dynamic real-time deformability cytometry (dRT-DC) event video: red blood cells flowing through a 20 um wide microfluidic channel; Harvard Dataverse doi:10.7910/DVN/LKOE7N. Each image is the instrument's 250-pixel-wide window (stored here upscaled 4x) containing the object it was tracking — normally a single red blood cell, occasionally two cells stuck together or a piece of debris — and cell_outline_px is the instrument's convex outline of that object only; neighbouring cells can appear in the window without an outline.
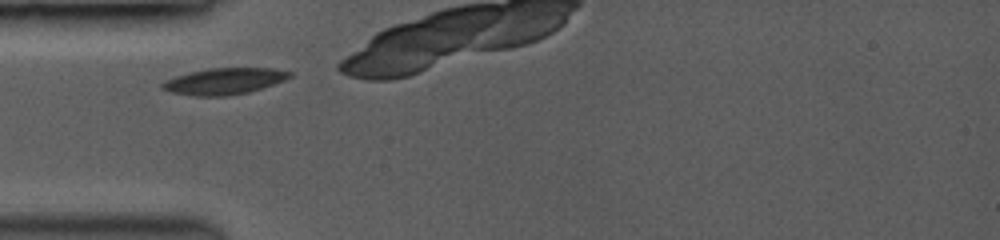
{"species": "common noctule bat (a hibernating species)", "species_latin": "Nyctalus noctula", "temperature_condition": "room temperature", "stored_images_in_passage": 30, "camera_frame_rate_fps": 3500, "um_per_image_px": 0.085, "animal": {"sex": "female", "body_mass_g": 19.0, "forearm_length_mm": 53.3}, "frame": {"image": 1, "passage_image": 1, "time_ms": 0.0, "image_size_px": [1000, 240], "cell_outline_px": [[292, 76], [284, 80], [248, 92], [224, 96], [196, 96], [172, 92], [160, 88], [160, 84], [176, 76], [188, 72], [208, 68], [272, 68], [292, 72]], "centroid_in_image_um": [19.04, 6.89], "position_along_channel_um": 66.0, "area_um2": 19.36}}
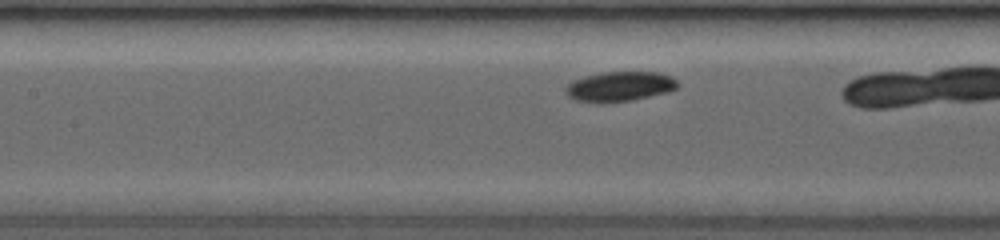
{"frame": {"image": 2, "passage_image": 9, "time_ms": 2.286, "image_size_px": [1000, 240], "cell_outline_px": [[680, 84], [676, 88], [664, 92], [648, 96], [628, 100], [580, 100], [572, 96], [564, 88], [572, 80], [584, 76], [604, 72], [660, 72], [676, 80]], "centroid_in_image_um": [52.72, 7.29], "position_along_channel_um": 154.7, "area_um2": 18.38}}
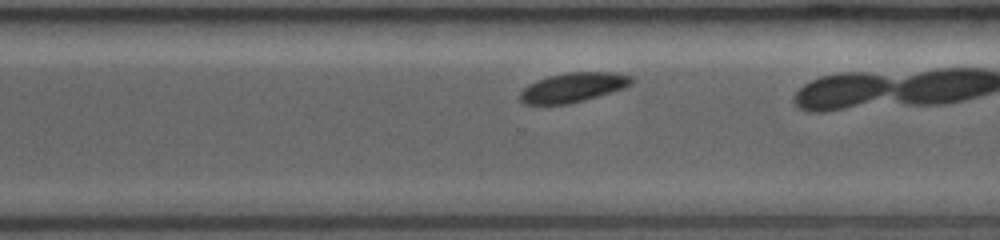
{"frame": {"image": 3, "passage_image": 24, "time_ms": 6.571, "image_size_px": [1000, 240], "cell_outline_px": [[632, 84], [624, 88], [584, 100], [568, 104], [524, 104], [520, 100], [520, 92], [524, 88], [540, 80], [552, 76], [572, 72], [608, 72], [632, 76]], "centroid_in_image_um": [48.73, 7.44], "position_along_channel_um": 321.9, "area_um2": 18.61}}